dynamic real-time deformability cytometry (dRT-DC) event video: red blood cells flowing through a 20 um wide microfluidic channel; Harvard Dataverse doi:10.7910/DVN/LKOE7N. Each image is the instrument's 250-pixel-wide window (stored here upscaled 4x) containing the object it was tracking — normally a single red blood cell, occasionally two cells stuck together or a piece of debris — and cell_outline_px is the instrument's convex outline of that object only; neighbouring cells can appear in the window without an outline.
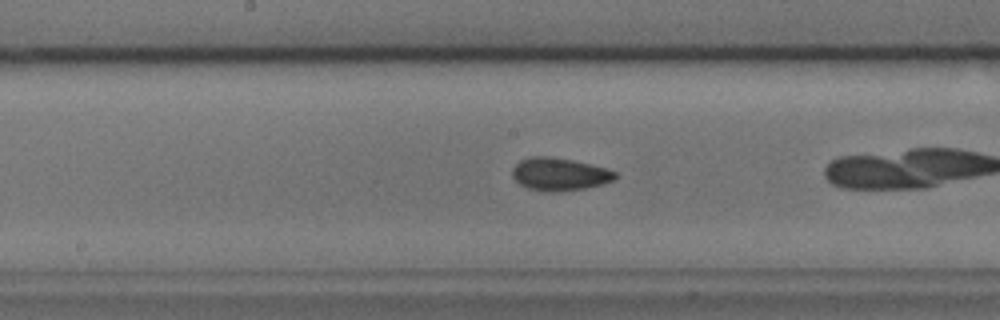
{"species": "common noctule bat (a hibernating species)", "species_latin": "Nyctalus noctula", "temperature_condition": "cold", "stored_images_in_passage": 25, "camera_frame_rate_fps": 3000, "um_per_image_px": 0.085, "animal": {"sex": "male", "body_mass_g": 17.9, "forearm_length_mm": 54.2}, "frame": {"image": 1, "passage_image": 11, "time_ms": 3.333, "image_size_px": [1000, 320], "cell_outline_px": [[616, 176], [608, 180], [596, 184], [576, 188], [536, 188], [524, 184], [516, 176], [516, 168], [524, 160], [564, 160], [584, 164], [600, 168], [612, 172]], "centroid_in_image_um": [47.62, 14.81], "position_along_channel_um": 200.6, "area_um2": 15.72}}